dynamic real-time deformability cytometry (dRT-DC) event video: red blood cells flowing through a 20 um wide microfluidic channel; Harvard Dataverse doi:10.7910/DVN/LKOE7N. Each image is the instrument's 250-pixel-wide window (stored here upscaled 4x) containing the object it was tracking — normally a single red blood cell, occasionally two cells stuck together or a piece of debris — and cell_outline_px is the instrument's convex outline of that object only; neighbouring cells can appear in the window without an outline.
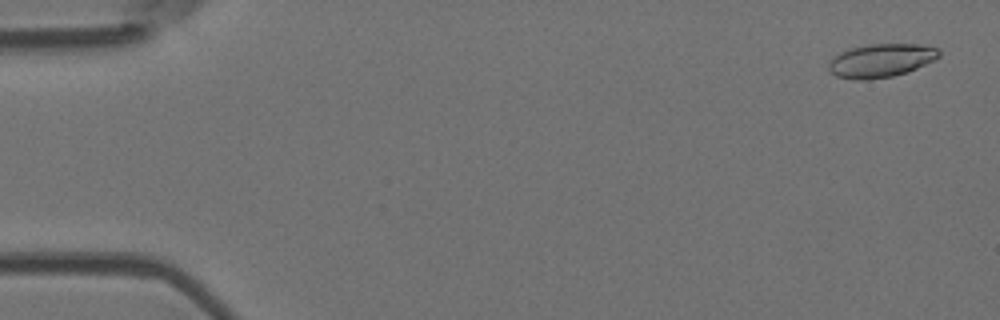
{"species": "Egyptian fruit bat (a non-hibernating species)", "species_latin": "Rousettus aegyptiacus", "temperature_condition": "room temperature", "stored_images_in_passage": 2, "camera_frame_rate_fps": 3000, "um_per_image_px": 0.085, "animal": {"sex": "female"}, "frame": {"image": 1, "passage_image": 2, "time_ms": 1.333, "image_size_px": [1000, 320], "cell_outline_px": [[940, 56], [908, 72], [892, 76], [868, 80], [856, 80], [836, 76], [828, 72], [828, 64], [840, 52], [852, 48], [868, 44], [920, 44], [936, 48], [940, 52]], "centroid_in_image_um": [74.86, 5.15], "position_along_channel_um": 10.1, "area_um2": 21.39}}